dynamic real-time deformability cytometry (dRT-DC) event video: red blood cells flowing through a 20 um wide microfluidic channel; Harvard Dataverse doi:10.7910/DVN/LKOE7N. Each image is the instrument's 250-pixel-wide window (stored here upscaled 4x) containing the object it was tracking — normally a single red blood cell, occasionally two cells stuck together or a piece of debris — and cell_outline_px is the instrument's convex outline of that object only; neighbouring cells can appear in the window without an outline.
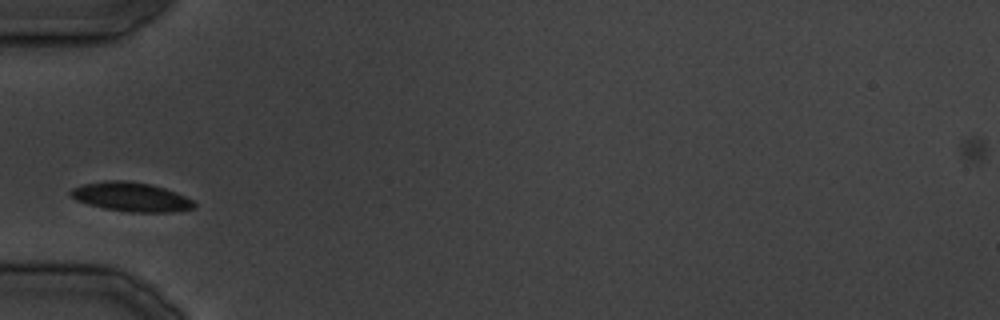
{"species": "common noctule bat (a hibernating species)", "species_latin": "Nyctalus noctula", "temperature_condition": "cold", "stored_images_in_passage": 3, "camera_frame_rate_fps": 3000, "um_per_image_px": 0.085, "animal": {"sex": "male", "body_mass_g": 19.5, "forearm_length_mm": 54.6}, "frame": {"image": 1, "passage_image": 1, "time_ms": 0.0, "image_size_px": [1000, 320], "cell_outline_px": [[196, 204], [192, 208], [172, 212], [128, 212], [104, 208], [88, 204], [76, 200], [68, 192], [72, 188], [84, 184], [108, 180], [128, 180], [152, 184], [176, 192], [192, 200]], "centroid_in_image_um": [11.13, 16.73], "position_along_channel_um": 73.9, "area_um2": 20.92}}